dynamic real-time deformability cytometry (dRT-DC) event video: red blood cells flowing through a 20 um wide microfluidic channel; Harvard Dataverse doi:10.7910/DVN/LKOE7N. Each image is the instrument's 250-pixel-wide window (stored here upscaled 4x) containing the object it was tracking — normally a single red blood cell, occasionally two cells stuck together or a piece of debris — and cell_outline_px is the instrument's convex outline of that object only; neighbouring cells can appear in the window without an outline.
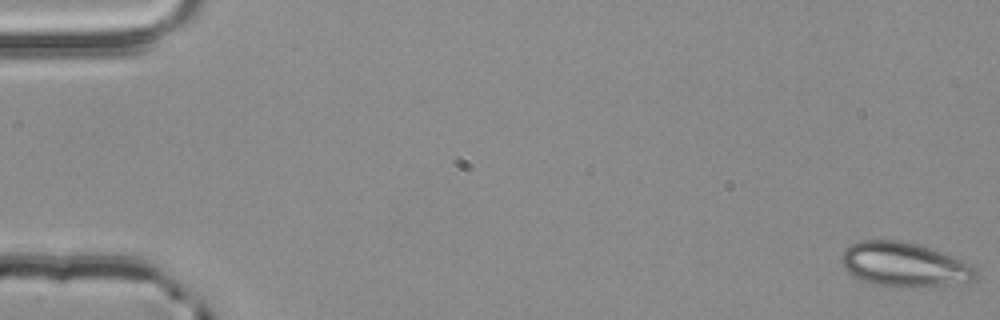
{"species": "common noctule bat (a hibernating species)", "species_latin": "Nyctalus noctula", "temperature_condition": "room temperature", "stored_images_in_passage": 3, "camera_frame_rate_fps": 3000, "um_per_image_px": 0.085, "animal": {"sex": "male", "body_mass_g": 20.4}, "frame": {"image": 1, "passage_image": 1, "time_ms": 0.0, "image_size_px": [1000, 320], "cell_outline_px": [[980, 268], [976, 280], [948, 284], [916, 288], [896, 288], [876, 284], [860, 280], [852, 276], [844, 268], [840, 260], [840, 256], [844, 248], [848, 244], [860, 240], [900, 240], [932, 248], [964, 260]], "centroid_in_image_um": [76.87, 22.49], "position_along_channel_um": 8.1, "area_um2": 35.66}}